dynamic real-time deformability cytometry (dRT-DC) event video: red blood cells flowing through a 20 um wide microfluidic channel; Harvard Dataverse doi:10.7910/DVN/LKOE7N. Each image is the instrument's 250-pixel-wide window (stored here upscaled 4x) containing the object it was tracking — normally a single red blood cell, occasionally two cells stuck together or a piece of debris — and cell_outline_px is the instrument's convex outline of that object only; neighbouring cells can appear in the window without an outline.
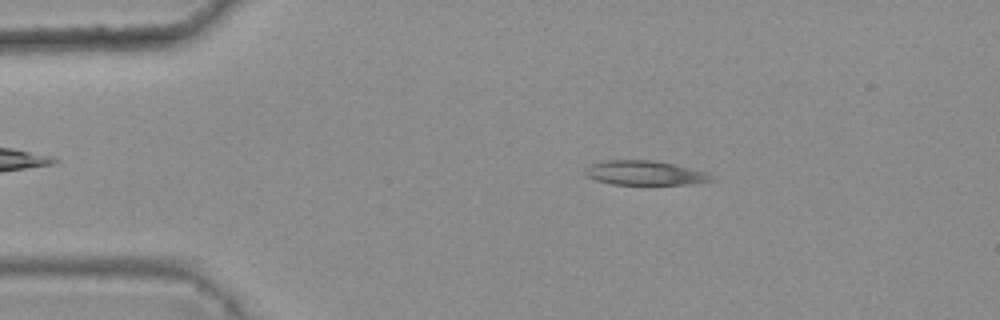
{"species": "common noctule bat (a hibernating species)", "species_latin": "Nyctalus noctula", "temperature_condition": "warm", "stored_images_in_passage": 3, "camera_frame_rate_fps": 3000, "um_per_image_px": 0.085, "animal": {"sex": "female", "body_mass_g": 25.1}, "frame": {"image": 1, "passage_image": 1, "time_ms": 0.0, "image_size_px": [1000, 320], "cell_outline_px": [[716, 180], [688, 184], [644, 188], [612, 184], [596, 180], [588, 176], [584, 172], [584, 168], [592, 164], [604, 160], [656, 160], [676, 164], [708, 172]], "centroid_in_image_um": [54.85, 14.75], "position_along_channel_um": 30.1, "area_um2": 19.13}}
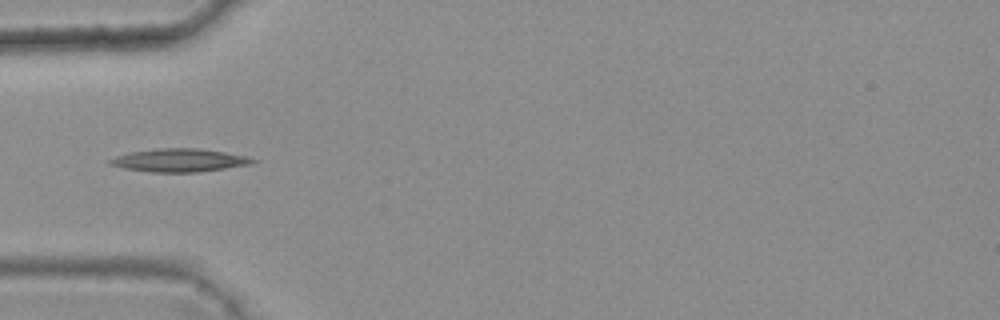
{"frame": {"image": 2, "passage_image": 3, "time_ms": 0.667, "image_size_px": [1000, 320], "cell_outline_px": [[260, 160], [252, 164], [196, 172], [152, 172], [124, 168], [108, 164], [108, 160], [116, 156], [128, 152], [156, 148], [196, 148], [224, 152], [248, 156]], "centroid_in_image_um": [15.25, 13.61], "position_along_channel_um": 69.8, "area_um2": 19.25}}